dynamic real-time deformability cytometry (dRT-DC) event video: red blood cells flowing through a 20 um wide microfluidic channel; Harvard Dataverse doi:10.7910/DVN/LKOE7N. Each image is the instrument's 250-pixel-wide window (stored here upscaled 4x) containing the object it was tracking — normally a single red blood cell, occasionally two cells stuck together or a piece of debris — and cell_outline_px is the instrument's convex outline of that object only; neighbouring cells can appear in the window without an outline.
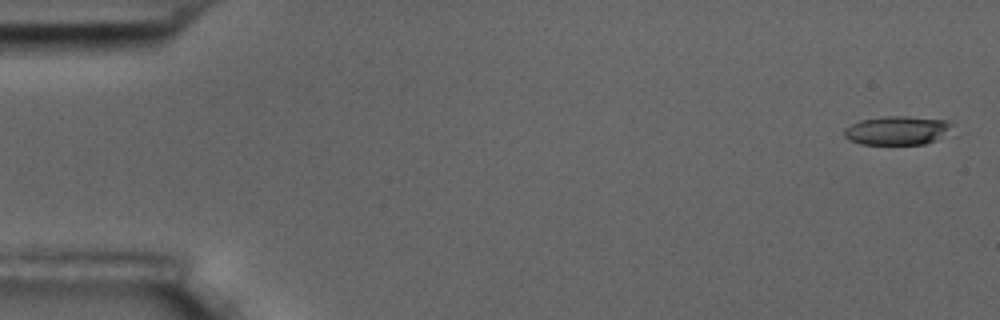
{"species": "common noctule bat (a hibernating species)", "species_latin": "Nyctalus noctula", "temperature_condition": "room temperature", "stored_images_in_passage": 5, "camera_frame_rate_fps": 3000, "um_per_image_px": 0.085, "animal": {"sex": "male", "body_mass_g": 17.5, "forearm_length_mm": 52.3}, "frame": {"image": 1, "passage_image": 1, "time_ms": 0.0, "image_size_px": [1000, 320], "cell_outline_px": [[956, 128], [936, 140], [924, 144], [860, 144], [848, 140], [844, 136], [844, 128], [860, 120], [884, 116], [908, 116], [948, 120]], "centroid_in_image_um": [76.29, 11.08], "position_along_channel_um": 8.7, "area_um2": 18.38}}
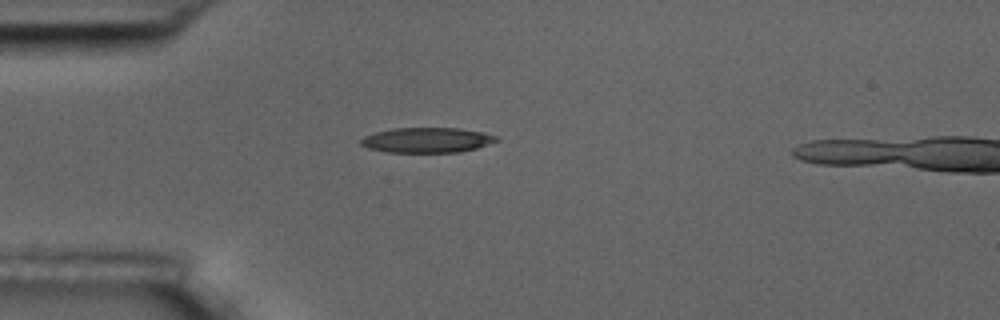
{"frame": {"image": 2, "passage_image": 5, "time_ms": 4.667, "image_size_px": [1000, 320], "cell_outline_px": [[500, 140], [476, 148], [460, 152], [388, 152], [368, 148], [360, 144], [360, 140], [364, 136], [376, 132], [392, 128], [460, 128], [484, 132], [496, 136]], "centroid_in_image_um": [36.3, 11.9], "position_along_channel_um": 48.7, "area_um2": 19.83}}